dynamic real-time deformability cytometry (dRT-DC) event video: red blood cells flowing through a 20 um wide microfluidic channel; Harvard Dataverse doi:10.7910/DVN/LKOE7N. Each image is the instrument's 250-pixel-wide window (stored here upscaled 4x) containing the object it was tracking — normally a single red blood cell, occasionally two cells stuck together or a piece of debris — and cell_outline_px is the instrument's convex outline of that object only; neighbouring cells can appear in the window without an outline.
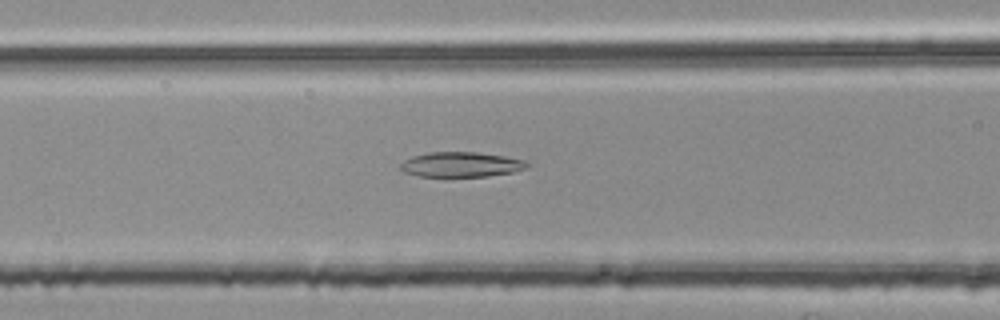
{"species": "common noctule bat (a hibernating species)", "species_latin": "Nyctalus noctula", "temperature_condition": "room temperature", "stored_images_in_passage": 39, "camera_frame_rate_fps": 3000, "um_per_image_px": 0.085, "animal": {"sex": "female", "body_mass_g": 25.1}, "frame": {"image": 1, "passage_image": 7, "time_ms": 2.0, "image_size_px": [1000, 320], "cell_outline_px": [[528, 168], [512, 172], [488, 176], [420, 176], [404, 172], [400, 168], [400, 164], [404, 160], [412, 156], [428, 152], [476, 152], [504, 156], [528, 160]], "centroid_in_image_um": [39.21, 13.97], "position_along_channel_um": 127.4, "area_um2": 18.44}}
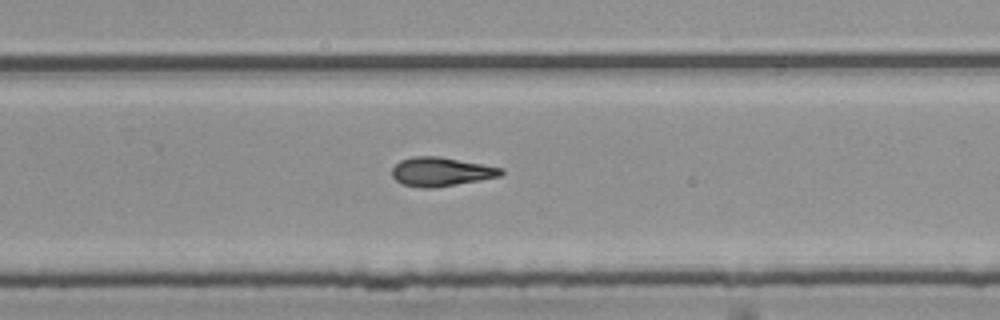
{"frame": {"image": 2, "passage_image": 20, "time_ms": 6.333, "image_size_px": [1000, 320], "cell_outline_px": [[504, 172], [500, 176], [480, 180], [436, 188], [420, 188], [400, 184], [392, 176], [392, 168], [400, 160], [412, 156], [440, 156], [504, 168]], "centroid_in_image_um": [37.47, 14.6], "position_along_channel_um": 292.3, "area_um2": 18.61}}
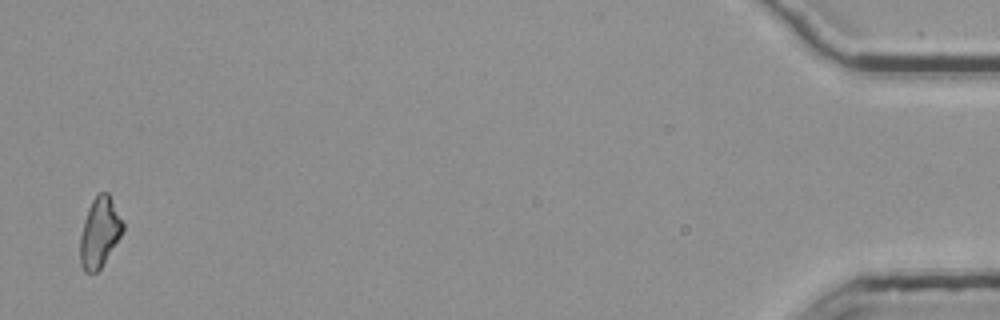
{"frame": {"image": 3, "passage_image": 38, "time_ms": 12.333, "image_size_px": [1000, 320], "cell_outline_px": [[124, 232], [100, 268], [96, 272], [84, 272], [80, 264], [80, 236], [84, 220], [88, 208], [92, 200], [100, 192], [108, 192], [124, 224]], "centroid_in_image_um": [8.47, 19.76], "position_along_channel_um": 426.7, "area_um2": 17.34}, "authors_computed_cell_mechanics": {"area_um2": 17.918, "velocity_mm_per_s": 3.8076, "shape_relaxation_time_tau1_ms": null, "shape_relaxation_time_tau2_ms": 3.632, "deformation_change_tau1": null, "deformation_change_tau2": 0.1207}}